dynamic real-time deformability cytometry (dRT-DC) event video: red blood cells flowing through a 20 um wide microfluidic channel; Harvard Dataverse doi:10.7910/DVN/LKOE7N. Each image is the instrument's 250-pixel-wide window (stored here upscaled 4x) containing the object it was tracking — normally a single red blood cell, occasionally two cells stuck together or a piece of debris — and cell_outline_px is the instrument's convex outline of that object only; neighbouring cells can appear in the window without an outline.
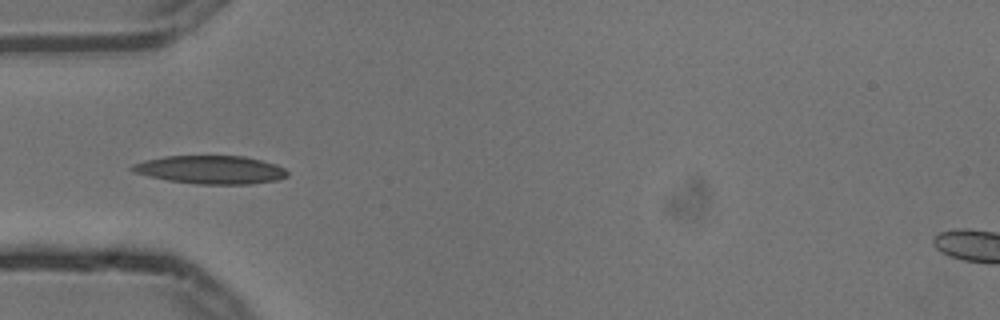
{"species": "common noctule bat (a hibernating species)", "species_latin": "Nyctalus noctula", "temperature_condition": "cold", "stored_images_in_passage": 7, "camera_frame_rate_fps": 3000, "um_per_image_px": 0.085, "animal": {"sex": "male", "body_mass_g": 13.3}, "frame": {"image": 1, "passage_image": 5, "time_ms": 1.333, "image_size_px": [1000, 320], "cell_outline_px": [[288, 176], [276, 180], [252, 184], [196, 184], [168, 180], [132, 172], [128, 168], [132, 164], [144, 160], [164, 156], [244, 156], [276, 164], [284, 168], [288, 172]], "centroid_in_image_um": [17.88, 14.42], "position_along_channel_um": 67.1, "area_um2": 25.61}}
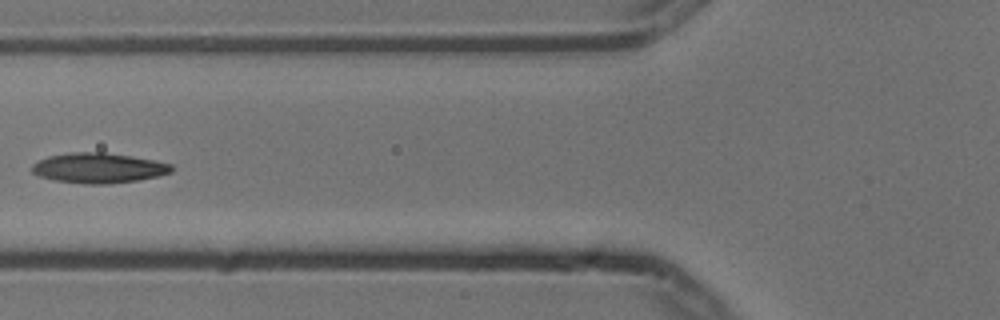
{"frame": {"image": 2, "passage_image": 6, "time_ms": 1.667, "image_size_px": [1000, 320], "cell_outline_px": [[172, 172], [160, 176], [136, 180], [108, 184], [84, 184], [52, 180], [40, 176], [32, 172], [32, 164], [48, 156], [72, 152], [104, 152], [132, 156], [172, 164]], "centroid_in_image_um": [8.37, 14.28], "position_along_channel_um": 117.4, "area_um2": 24.51}}
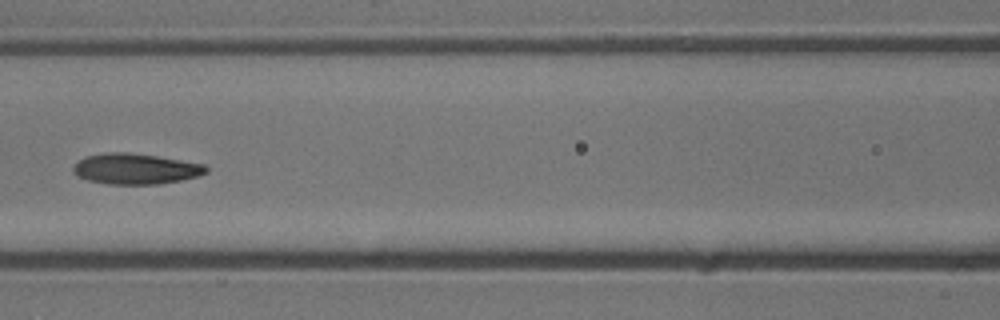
{"frame": {"image": 3, "passage_image": 7, "time_ms": 2.0, "image_size_px": [1000, 320], "cell_outline_px": [[208, 172], [200, 176], [160, 184], [108, 184], [88, 180], [76, 176], [72, 172], [72, 168], [84, 156], [104, 152], [128, 152], [156, 156], [208, 164]], "centroid_in_image_um": [11.54, 14.35], "position_along_channel_um": 155.1, "area_um2": 24.04}}